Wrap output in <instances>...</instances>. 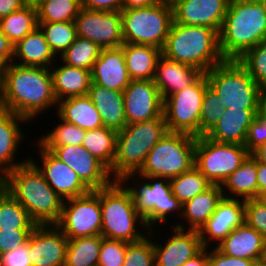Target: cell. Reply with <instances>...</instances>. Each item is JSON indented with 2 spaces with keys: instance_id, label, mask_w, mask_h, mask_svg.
<instances>
[{
  "instance_id": "cell-35",
  "label": "cell",
  "mask_w": 266,
  "mask_h": 266,
  "mask_svg": "<svg viewBox=\"0 0 266 266\" xmlns=\"http://www.w3.org/2000/svg\"><path fill=\"white\" fill-rule=\"evenodd\" d=\"M117 133V131L103 126L86 131L82 142V146L108 170L111 169L116 155Z\"/></svg>"
},
{
  "instance_id": "cell-9",
  "label": "cell",
  "mask_w": 266,
  "mask_h": 266,
  "mask_svg": "<svg viewBox=\"0 0 266 266\" xmlns=\"http://www.w3.org/2000/svg\"><path fill=\"white\" fill-rule=\"evenodd\" d=\"M196 136L167 132L148 153L138 176L171 179L190 170L195 163Z\"/></svg>"
},
{
  "instance_id": "cell-30",
  "label": "cell",
  "mask_w": 266,
  "mask_h": 266,
  "mask_svg": "<svg viewBox=\"0 0 266 266\" xmlns=\"http://www.w3.org/2000/svg\"><path fill=\"white\" fill-rule=\"evenodd\" d=\"M55 60L57 61V57L51 51L39 27L14 46L13 63L15 64L50 68L54 62L56 63Z\"/></svg>"
},
{
  "instance_id": "cell-56",
  "label": "cell",
  "mask_w": 266,
  "mask_h": 266,
  "mask_svg": "<svg viewBox=\"0 0 266 266\" xmlns=\"http://www.w3.org/2000/svg\"><path fill=\"white\" fill-rule=\"evenodd\" d=\"M258 198L266 192V165L257 162Z\"/></svg>"
},
{
  "instance_id": "cell-6",
  "label": "cell",
  "mask_w": 266,
  "mask_h": 266,
  "mask_svg": "<svg viewBox=\"0 0 266 266\" xmlns=\"http://www.w3.org/2000/svg\"><path fill=\"white\" fill-rule=\"evenodd\" d=\"M164 115L151 120L126 125L118 131L116 155L109 170L114 180L127 173H136L157 142L167 134Z\"/></svg>"
},
{
  "instance_id": "cell-51",
  "label": "cell",
  "mask_w": 266,
  "mask_h": 266,
  "mask_svg": "<svg viewBox=\"0 0 266 266\" xmlns=\"http://www.w3.org/2000/svg\"><path fill=\"white\" fill-rule=\"evenodd\" d=\"M212 248L208 250L209 266H253L252 260L226 255L216 246Z\"/></svg>"
},
{
  "instance_id": "cell-61",
  "label": "cell",
  "mask_w": 266,
  "mask_h": 266,
  "mask_svg": "<svg viewBox=\"0 0 266 266\" xmlns=\"http://www.w3.org/2000/svg\"><path fill=\"white\" fill-rule=\"evenodd\" d=\"M253 266H266V258L257 259L254 261Z\"/></svg>"
},
{
  "instance_id": "cell-50",
  "label": "cell",
  "mask_w": 266,
  "mask_h": 266,
  "mask_svg": "<svg viewBox=\"0 0 266 266\" xmlns=\"http://www.w3.org/2000/svg\"><path fill=\"white\" fill-rule=\"evenodd\" d=\"M0 266H32L29 253V237L27 242L21 246L0 254Z\"/></svg>"
},
{
  "instance_id": "cell-18",
  "label": "cell",
  "mask_w": 266,
  "mask_h": 266,
  "mask_svg": "<svg viewBox=\"0 0 266 266\" xmlns=\"http://www.w3.org/2000/svg\"><path fill=\"white\" fill-rule=\"evenodd\" d=\"M67 243L56 225H37L29 235L32 266H64Z\"/></svg>"
},
{
  "instance_id": "cell-54",
  "label": "cell",
  "mask_w": 266,
  "mask_h": 266,
  "mask_svg": "<svg viewBox=\"0 0 266 266\" xmlns=\"http://www.w3.org/2000/svg\"><path fill=\"white\" fill-rule=\"evenodd\" d=\"M30 0H0V18L27 4Z\"/></svg>"
},
{
  "instance_id": "cell-14",
  "label": "cell",
  "mask_w": 266,
  "mask_h": 266,
  "mask_svg": "<svg viewBox=\"0 0 266 266\" xmlns=\"http://www.w3.org/2000/svg\"><path fill=\"white\" fill-rule=\"evenodd\" d=\"M77 36L101 48H117L124 44L121 11H98L81 8L74 20Z\"/></svg>"
},
{
  "instance_id": "cell-29",
  "label": "cell",
  "mask_w": 266,
  "mask_h": 266,
  "mask_svg": "<svg viewBox=\"0 0 266 266\" xmlns=\"http://www.w3.org/2000/svg\"><path fill=\"white\" fill-rule=\"evenodd\" d=\"M63 65V66H62ZM50 67L53 78V92L56 100L88 95L92 82L91 71L65 63Z\"/></svg>"
},
{
  "instance_id": "cell-3",
  "label": "cell",
  "mask_w": 266,
  "mask_h": 266,
  "mask_svg": "<svg viewBox=\"0 0 266 266\" xmlns=\"http://www.w3.org/2000/svg\"><path fill=\"white\" fill-rule=\"evenodd\" d=\"M266 40V8L262 0H230L219 31L225 60H238Z\"/></svg>"
},
{
  "instance_id": "cell-36",
  "label": "cell",
  "mask_w": 266,
  "mask_h": 266,
  "mask_svg": "<svg viewBox=\"0 0 266 266\" xmlns=\"http://www.w3.org/2000/svg\"><path fill=\"white\" fill-rule=\"evenodd\" d=\"M101 235L68 239L64 266H98Z\"/></svg>"
},
{
  "instance_id": "cell-64",
  "label": "cell",
  "mask_w": 266,
  "mask_h": 266,
  "mask_svg": "<svg viewBox=\"0 0 266 266\" xmlns=\"http://www.w3.org/2000/svg\"><path fill=\"white\" fill-rule=\"evenodd\" d=\"M1 86L2 85H0V111L3 109L2 101H1Z\"/></svg>"
},
{
  "instance_id": "cell-46",
  "label": "cell",
  "mask_w": 266,
  "mask_h": 266,
  "mask_svg": "<svg viewBox=\"0 0 266 266\" xmlns=\"http://www.w3.org/2000/svg\"><path fill=\"white\" fill-rule=\"evenodd\" d=\"M129 242L104 238L100 248L98 266H123Z\"/></svg>"
},
{
  "instance_id": "cell-32",
  "label": "cell",
  "mask_w": 266,
  "mask_h": 266,
  "mask_svg": "<svg viewBox=\"0 0 266 266\" xmlns=\"http://www.w3.org/2000/svg\"><path fill=\"white\" fill-rule=\"evenodd\" d=\"M125 63L131 80H153L161 49L142 44L124 43Z\"/></svg>"
},
{
  "instance_id": "cell-25",
  "label": "cell",
  "mask_w": 266,
  "mask_h": 266,
  "mask_svg": "<svg viewBox=\"0 0 266 266\" xmlns=\"http://www.w3.org/2000/svg\"><path fill=\"white\" fill-rule=\"evenodd\" d=\"M216 247L226 255L255 261L265 256L266 240L244 222Z\"/></svg>"
},
{
  "instance_id": "cell-55",
  "label": "cell",
  "mask_w": 266,
  "mask_h": 266,
  "mask_svg": "<svg viewBox=\"0 0 266 266\" xmlns=\"http://www.w3.org/2000/svg\"><path fill=\"white\" fill-rule=\"evenodd\" d=\"M208 249V247H204L197 255L187 260L182 266H209Z\"/></svg>"
},
{
  "instance_id": "cell-43",
  "label": "cell",
  "mask_w": 266,
  "mask_h": 266,
  "mask_svg": "<svg viewBox=\"0 0 266 266\" xmlns=\"http://www.w3.org/2000/svg\"><path fill=\"white\" fill-rule=\"evenodd\" d=\"M223 102L214 90L208 86L205 90L201 117L200 136H206L224 115Z\"/></svg>"
},
{
  "instance_id": "cell-57",
  "label": "cell",
  "mask_w": 266,
  "mask_h": 266,
  "mask_svg": "<svg viewBox=\"0 0 266 266\" xmlns=\"http://www.w3.org/2000/svg\"><path fill=\"white\" fill-rule=\"evenodd\" d=\"M161 0H123V9L149 7L158 4Z\"/></svg>"
},
{
  "instance_id": "cell-62",
  "label": "cell",
  "mask_w": 266,
  "mask_h": 266,
  "mask_svg": "<svg viewBox=\"0 0 266 266\" xmlns=\"http://www.w3.org/2000/svg\"><path fill=\"white\" fill-rule=\"evenodd\" d=\"M165 3H167L168 5H170L171 7H173L177 2L181 1V0H161Z\"/></svg>"
},
{
  "instance_id": "cell-53",
  "label": "cell",
  "mask_w": 266,
  "mask_h": 266,
  "mask_svg": "<svg viewBox=\"0 0 266 266\" xmlns=\"http://www.w3.org/2000/svg\"><path fill=\"white\" fill-rule=\"evenodd\" d=\"M14 45L0 30V60L8 65L13 62Z\"/></svg>"
},
{
  "instance_id": "cell-24",
  "label": "cell",
  "mask_w": 266,
  "mask_h": 266,
  "mask_svg": "<svg viewBox=\"0 0 266 266\" xmlns=\"http://www.w3.org/2000/svg\"><path fill=\"white\" fill-rule=\"evenodd\" d=\"M202 74L195 66L172 61L161 55L156 64L153 81L164 99L191 86Z\"/></svg>"
},
{
  "instance_id": "cell-11",
  "label": "cell",
  "mask_w": 266,
  "mask_h": 266,
  "mask_svg": "<svg viewBox=\"0 0 266 266\" xmlns=\"http://www.w3.org/2000/svg\"><path fill=\"white\" fill-rule=\"evenodd\" d=\"M207 76L203 73L191 86L163 99V115L168 132L200 136V117Z\"/></svg>"
},
{
  "instance_id": "cell-45",
  "label": "cell",
  "mask_w": 266,
  "mask_h": 266,
  "mask_svg": "<svg viewBox=\"0 0 266 266\" xmlns=\"http://www.w3.org/2000/svg\"><path fill=\"white\" fill-rule=\"evenodd\" d=\"M153 231L155 229H149L142 240L128 244L123 266H155Z\"/></svg>"
},
{
  "instance_id": "cell-4",
  "label": "cell",
  "mask_w": 266,
  "mask_h": 266,
  "mask_svg": "<svg viewBox=\"0 0 266 266\" xmlns=\"http://www.w3.org/2000/svg\"><path fill=\"white\" fill-rule=\"evenodd\" d=\"M161 53L167 59L195 66L203 73L225 59L219 48V33L210 27L171 24Z\"/></svg>"
},
{
  "instance_id": "cell-17",
  "label": "cell",
  "mask_w": 266,
  "mask_h": 266,
  "mask_svg": "<svg viewBox=\"0 0 266 266\" xmlns=\"http://www.w3.org/2000/svg\"><path fill=\"white\" fill-rule=\"evenodd\" d=\"M123 96L127 125L163 115V99L153 80H131Z\"/></svg>"
},
{
  "instance_id": "cell-1",
  "label": "cell",
  "mask_w": 266,
  "mask_h": 266,
  "mask_svg": "<svg viewBox=\"0 0 266 266\" xmlns=\"http://www.w3.org/2000/svg\"><path fill=\"white\" fill-rule=\"evenodd\" d=\"M1 101L3 109L29 121L52 106L57 110L58 101L53 92L50 68L23 66L13 62L6 65Z\"/></svg>"
},
{
  "instance_id": "cell-47",
  "label": "cell",
  "mask_w": 266,
  "mask_h": 266,
  "mask_svg": "<svg viewBox=\"0 0 266 266\" xmlns=\"http://www.w3.org/2000/svg\"><path fill=\"white\" fill-rule=\"evenodd\" d=\"M245 222L266 240V204L259 198L245 200Z\"/></svg>"
},
{
  "instance_id": "cell-5",
  "label": "cell",
  "mask_w": 266,
  "mask_h": 266,
  "mask_svg": "<svg viewBox=\"0 0 266 266\" xmlns=\"http://www.w3.org/2000/svg\"><path fill=\"white\" fill-rule=\"evenodd\" d=\"M100 204L103 238L135 243L148 233L149 229L143 217L135 210L129 191L119 180H113L108 186L100 188ZM143 228L147 230L145 233Z\"/></svg>"
},
{
  "instance_id": "cell-39",
  "label": "cell",
  "mask_w": 266,
  "mask_h": 266,
  "mask_svg": "<svg viewBox=\"0 0 266 266\" xmlns=\"http://www.w3.org/2000/svg\"><path fill=\"white\" fill-rule=\"evenodd\" d=\"M38 27L44 33L51 51L57 58H60L65 50L70 47L77 38L74 21L38 22Z\"/></svg>"
},
{
  "instance_id": "cell-16",
  "label": "cell",
  "mask_w": 266,
  "mask_h": 266,
  "mask_svg": "<svg viewBox=\"0 0 266 266\" xmlns=\"http://www.w3.org/2000/svg\"><path fill=\"white\" fill-rule=\"evenodd\" d=\"M36 146L39 150V165L29 156L30 161L43 174L49 186L63 199L80 197L88 194L91 190L80 180L77 173L57 158L50 150L44 148L38 141Z\"/></svg>"
},
{
  "instance_id": "cell-10",
  "label": "cell",
  "mask_w": 266,
  "mask_h": 266,
  "mask_svg": "<svg viewBox=\"0 0 266 266\" xmlns=\"http://www.w3.org/2000/svg\"><path fill=\"white\" fill-rule=\"evenodd\" d=\"M121 17L124 43L151 45L161 50L174 20L173 7L163 1L149 7L122 9Z\"/></svg>"
},
{
  "instance_id": "cell-58",
  "label": "cell",
  "mask_w": 266,
  "mask_h": 266,
  "mask_svg": "<svg viewBox=\"0 0 266 266\" xmlns=\"http://www.w3.org/2000/svg\"><path fill=\"white\" fill-rule=\"evenodd\" d=\"M250 155L257 161L266 165V142L256 149H254Z\"/></svg>"
},
{
  "instance_id": "cell-23",
  "label": "cell",
  "mask_w": 266,
  "mask_h": 266,
  "mask_svg": "<svg viewBox=\"0 0 266 266\" xmlns=\"http://www.w3.org/2000/svg\"><path fill=\"white\" fill-rule=\"evenodd\" d=\"M92 82L108 89L123 92L129 76L122 47L102 48L91 69Z\"/></svg>"
},
{
  "instance_id": "cell-28",
  "label": "cell",
  "mask_w": 266,
  "mask_h": 266,
  "mask_svg": "<svg viewBox=\"0 0 266 266\" xmlns=\"http://www.w3.org/2000/svg\"><path fill=\"white\" fill-rule=\"evenodd\" d=\"M223 197L221 186L211 185L205 191L199 193L194 198L183 204L181 216L188 225L182 222H175L174 226L181 229L187 228L189 230L199 231L214 213L218 203Z\"/></svg>"
},
{
  "instance_id": "cell-7",
  "label": "cell",
  "mask_w": 266,
  "mask_h": 266,
  "mask_svg": "<svg viewBox=\"0 0 266 266\" xmlns=\"http://www.w3.org/2000/svg\"><path fill=\"white\" fill-rule=\"evenodd\" d=\"M131 180L133 184H135L134 187L131 183L126 185L127 182ZM119 181L129 191L133 206L143 217L148 229L156 226L155 224L158 222L170 224L167 221L169 214L173 215L175 212V215H178L180 212L179 216L182 215L183 204L172 194L169 179L165 177L138 176L136 173H127L123 175Z\"/></svg>"
},
{
  "instance_id": "cell-2",
  "label": "cell",
  "mask_w": 266,
  "mask_h": 266,
  "mask_svg": "<svg viewBox=\"0 0 266 266\" xmlns=\"http://www.w3.org/2000/svg\"><path fill=\"white\" fill-rule=\"evenodd\" d=\"M1 186L26 209L37 225H55L59 221L64 200L30 160L11 170L1 180Z\"/></svg>"
},
{
  "instance_id": "cell-37",
  "label": "cell",
  "mask_w": 266,
  "mask_h": 266,
  "mask_svg": "<svg viewBox=\"0 0 266 266\" xmlns=\"http://www.w3.org/2000/svg\"><path fill=\"white\" fill-rule=\"evenodd\" d=\"M36 226L26 209L0 186V230L34 229Z\"/></svg>"
},
{
  "instance_id": "cell-15",
  "label": "cell",
  "mask_w": 266,
  "mask_h": 266,
  "mask_svg": "<svg viewBox=\"0 0 266 266\" xmlns=\"http://www.w3.org/2000/svg\"><path fill=\"white\" fill-rule=\"evenodd\" d=\"M43 147L75 171L90 190L106 187L114 180L109 170L82 145Z\"/></svg>"
},
{
  "instance_id": "cell-59",
  "label": "cell",
  "mask_w": 266,
  "mask_h": 266,
  "mask_svg": "<svg viewBox=\"0 0 266 266\" xmlns=\"http://www.w3.org/2000/svg\"><path fill=\"white\" fill-rule=\"evenodd\" d=\"M259 114L266 119V90L262 92L260 98Z\"/></svg>"
},
{
  "instance_id": "cell-44",
  "label": "cell",
  "mask_w": 266,
  "mask_h": 266,
  "mask_svg": "<svg viewBox=\"0 0 266 266\" xmlns=\"http://www.w3.org/2000/svg\"><path fill=\"white\" fill-rule=\"evenodd\" d=\"M238 61L255 82L266 90V40L249 49Z\"/></svg>"
},
{
  "instance_id": "cell-13",
  "label": "cell",
  "mask_w": 266,
  "mask_h": 266,
  "mask_svg": "<svg viewBox=\"0 0 266 266\" xmlns=\"http://www.w3.org/2000/svg\"><path fill=\"white\" fill-rule=\"evenodd\" d=\"M55 225L68 239L101 235L100 189L64 200L60 219Z\"/></svg>"
},
{
  "instance_id": "cell-60",
  "label": "cell",
  "mask_w": 266,
  "mask_h": 266,
  "mask_svg": "<svg viewBox=\"0 0 266 266\" xmlns=\"http://www.w3.org/2000/svg\"><path fill=\"white\" fill-rule=\"evenodd\" d=\"M5 66L6 65L0 60V85L3 83Z\"/></svg>"
},
{
  "instance_id": "cell-52",
  "label": "cell",
  "mask_w": 266,
  "mask_h": 266,
  "mask_svg": "<svg viewBox=\"0 0 266 266\" xmlns=\"http://www.w3.org/2000/svg\"><path fill=\"white\" fill-rule=\"evenodd\" d=\"M81 6L84 9L98 11H121L123 0H81Z\"/></svg>"
},
{
  "instance_id": "cell-21",
  "label": "cell",
  "mask_w": 266,
  "mask_h": 266,
  "mask_svg": "<svg viewBox=\"0 0 266 266\" xmlns=\"http://www.w3.org/2000/svg\"><path fill=\"white\" fill-rule=\"evenodd\" d=\"M229 1L181 0L173 6V18L179 24L206 26L219 33Z\"/></svg>"
},
{
  "instance_id": "cell-33",
  "label": "cell",
  "mask_w": 266,
  "mask_h": 266,
  "mask_svg": "<svg viewBox=\"0 0 266 266\" xmlns=\"http://www.w3.org/2000/svg\"><path fill=\"white\" fill-rule=\"evenodd\" d=\"M257 176V161L249 154L240 167L222 183L221 190L228 191H223V196L243 200L258 198Z\"/></svg>"
},
{
  "instance_id": "cell-42",
  "label": "cell",
  "mask_w": 266,
  "mask_h": 266,
  "mask_svg": "<svg viewBox=\"0 0 266 266\" xmlns=\"http://www.w3.org/2000/svg\"><path fill=\"white\" fill-rule=\"evenodd\" d=\"M60 122L53 126L52 130L43 136H38L37 141L42 146H66V145H82L86 131L78 126L62 119L58 114Z\"/></svg>"
},
{
  "instance_id": "cell-12",
  "label": "cell",
  "mask_w": 266,
  "mask_h": 266,
  "mask_svg": "<svg viewBox=\"0 0 266 266\" xmlns=\"http://www.w3.org/2000/svg\"><path fill=\"white\" fill-rule=\"evenodd\" d=\"M249 154L244 145L218 143L206 136H199L196 139L194 166L212 185L221 186Z\"/></svg>"
},
{
  "instance_id": "cell-19",
  "label": "cell",
  "mask_w": 266,
  "mask_h": 266,
  "mask_svg": "<svg viewBox=\"0 0 266 266\" xmlns=\"http://www.w3.org/2000/svg\"><path fill=\"white\" fill-rule=\"evenodd\" d=\"M244 222L245 200L223 197L214 213L198 231L202 246L207 248L213 242L218 246L233 229Z\"/></svg>"
},
{
  "instance_id": "cell-20",
  "label": "cell",
  "mask_w": 266,
  "mask_h": 266,
  "mask_svg": "<svg viewBox=\"0 0 266 266\" xmlns=\"http://www.w3.org/2000/svg\"><path fill=\"white\" fill-rule=\"evenodd\" d=\"M171 228L172 235L164 243L153 240L155 266H182L204 248L197 230L181 229L174 225Z\"/></svg>"
},
{
  "instance_id": "cell-8",
  "label": "cell",
  "mask_w": 266,
  "mask_h": 266,
  "mask_svg": "<svg viewBox=\"0 0 266 266\" xmlns=\"http://www.w3.org/2000/svg\"><path fill=\"white\" fill-rule=\"evenodd\" d=\"M205 74L224 109H259L264 90L238 60H224Z\"/></svg>"
},
{
  "instance_id": "cell-38",
  "label": "cell",
  "mask_w": 266,
  "mask_h": 266,
  "mask_svg": "<svg viewBox=\"0 0 266 266\" xmlns=\"http://www.w3.org/2000/svg\"><path fill=\"white\" fill-rule=\"evenodd\" d=\"M38 22L74 21L82 8L81 0H33Z\"/></svg>"
},
{
  "instance_id": "cell-49",
  "label": "cell",
  "mask_w": 266,
  "mask_h": 266,
  "mask_svg": "<svg viewBox=\"0 0 266 266\" xmlns=\"http://www.w3.org/2000/svg\"><path fill=\"white\" fill-rule=\"evenodd\" d=\"M266 142V119L259 113L256 114L253 122L249 126L245 147L251 153L258 146Z\"/></svg>"
},
{
  "instance_id": "cell-27",
  "label": "cell",
  "mask_w": 266,
  "mask_h": 266,
  "mask_svg": "<svg viewBox=\"0 0 266 266\" xmlns=\"http://www.w3.org/2000/svg\"><path fill=\"white\" fill-rule=\"evenodd\" d=\"M88 96L98 110L105 127L118 132L127 125L123 92L91 82Z\"/></svg>"
},
{
  "instance_id": "cell-48",
  "label": "cell",
  "mask_w": 266,
  "mask_h": 266,
  "mask_svg": "<svg viewBox=\"0 0 266 266\" xmlns=\"http://www.w3.org/2000/svg\"><path fill=\"white\" fill-rule=\"evenodd\" d=\"M33 229L0 230V254L12 251L27 242Z\"/></svg>"
},
{
  "instance_id": "cell-40",
  "label": "cell",
  "mask_w": 266,
  "mask_h": 266,
  "mask_svg": "<svg viewBox=\"0 0 266 266\" xmlns=\"http://www.w3.org/2000/svg\"><path fill=\"white\" fill-rule=\"evenodd\" d=\"M172 194L182 203L191 200L212 184L193 166L190 170L169 179Z\"/></svg>"
},
{
  "instance_id": "cell-31",
  "label": "cell",
  "mask_w": 266,
  "mask_h": 266,
  "mask_svg": "<svg viewBox=\"0 0 266 266\" xmlns=\"http://www.w3.org/2000/svg\"><path fill=\"white\" fill-rule=\"evenodd\" d=\"M56 113L65 121L85 131L104 126L98 110L88 95L59 101Z\"/></svg>"
},
{
  "instance_id": "cell-63",
  "label": "cell",
  "mask_w": 266,
  "mask_h": 266,
  "mask_svg": "<svg viewBox=\"0 0 266 266\" xmlns=\"http://www.w3.org/2000/svg\"><path fill=\"white\" fill-rule=\"evenodd\" d=\"M259 199L266 204V192Z\"/></svg>"
},
{
  "instance_id": "cell-22",
  "label": "cell",
  "mask_w": 266,
  "mask_h": 266,
  "mask_svg": "<svg viewBox=\"0 0 266 266\" xmlns=\"http://www.w3.org/2000/svg\"><path fill=\"white\" fill-rule=\"evenodd\" d=\"M29 122L25 117L2 109L0 111V179L2 180L11 170L30 160V158L18 160L15 158L16 152L25 139L21 129V123ZM17 159V161H15ZM20 161V162H18Z\"/></svg>"
},
{
  "instance_id": "cell-41",
  "label": "cell",
  "mask_w": 266,
  "mask_h": 266,
  "mask_svg": "<svg viewBox=\"0 0 266 266\" xmlns=\"http://www.w3.org/2000/svg\"><path fill=\"white\" fill-rule=\"evenodd\" d=\"M102 48L91 40L77 36L73 44L60 56L63 63L91 71Z\"/></svg>"
},
{
  "instance_id": "cell-26",
  "label": "cell",
  "mask_w": 266,
  "mask_h": 266,
  "mask_svg": "<svg viewBox=\"0 0 266 266\" xmlns=\"http://www.w3.org/2000/svg\"><path fill=\"white\" fill-rule=\"evenodd\" d=\"M259 109H225L223 117L206 135L218 143L245 145L249 126Z\"/></svg>"
},
{
  "instance_id": "cell-34",
  "label": "cell",
  "mask_w": 266,
  "mask_h": 266,
  "mask_svg": "<svg viewBox=\"0 0 266 266\" xmlns=\"http://www.w3.org/2000/svg\"><path fill=\"white\" fill-rule=\"evenodd\" d=\"M38 27L37 7L30 0L20 9L0 18V30L15 46Z\"/></svg>"
}]
</instances>
